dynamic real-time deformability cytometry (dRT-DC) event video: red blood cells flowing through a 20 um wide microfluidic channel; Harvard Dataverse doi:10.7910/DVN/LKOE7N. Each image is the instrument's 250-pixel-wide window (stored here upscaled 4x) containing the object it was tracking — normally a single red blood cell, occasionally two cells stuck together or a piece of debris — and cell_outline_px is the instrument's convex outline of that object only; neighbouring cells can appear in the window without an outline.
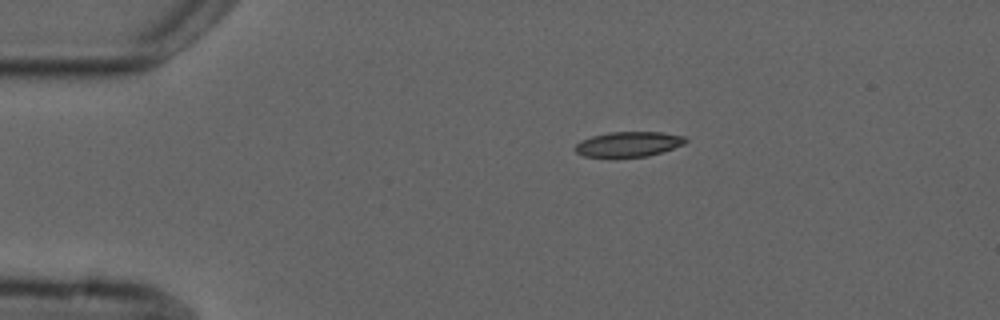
{"species": "common noctule bat (a hibernating species)", "species_latin": "Nyctalus noctula", "temperature_condition": "cold", "stored_images_in_passage": 5, "camera_frame_rate_fps": 3000, "um_per_image_px": 0.085, "animal": {"sex": "male", "forearm_length_mm": 52.5}, "frame": {"image": 1, "passage_image": 1, "time_ms": 0.0, "image_size_px": [1000, 320], "cell_outline_px": [[688, 140], [684, 144], [648, 156], [584, 156], [576, 152], [572, 148], [580, 140], [592, 136], [608, 132], [660, 132], [684, 136]], "centroid_in_image_um": [53.39, 12.24], "position_along_channel_um": 31.6, "area_um2": 15.9}}
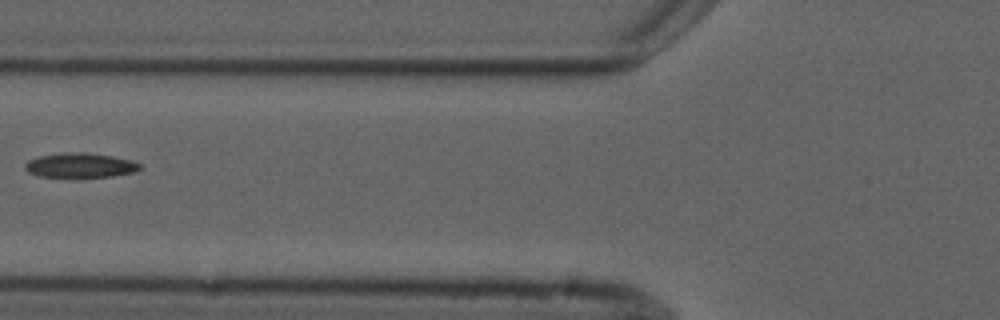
{"frame": {"image": 2, "passage_image": 4, "time_ms": 3.667, "image_size_px": [1000, 320], "cell_outline_px": [[144, 168], [136, 172], [112, 176], [40, 176], [28, 172], [24, 168], [24, 164], [28, 160], [40, 156], [60, 152], [84, 152], [112, 156], [132, 160], [140, 164]], "centroid_in_image_um": [6.85, 14.03], "position_along_channel_um": 119.0, "area_um2": 16.42}}
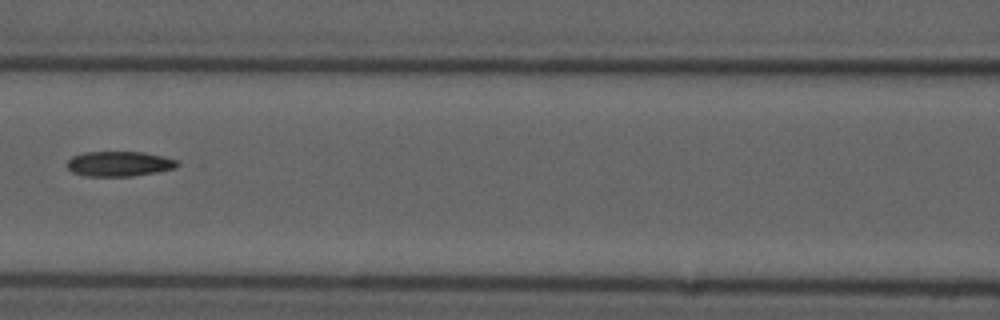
{"frame": {"image": 3, "passage_image": 5, "time_ms": 4.667, "image_size_px": [1000, 320], "cell_outline_px": [[180, 164], [176, 168], [156, 172], [132, 176], [88, 176], [72, 172], [68, 168], [68, 160], [72, 156], [84, 152], [144, 152], [164, 156], [176, 160]], "centroid_in_image_um": [10.15, 13.92], "position_along_channel_um": 156.4, "area_um2": 16.07}}